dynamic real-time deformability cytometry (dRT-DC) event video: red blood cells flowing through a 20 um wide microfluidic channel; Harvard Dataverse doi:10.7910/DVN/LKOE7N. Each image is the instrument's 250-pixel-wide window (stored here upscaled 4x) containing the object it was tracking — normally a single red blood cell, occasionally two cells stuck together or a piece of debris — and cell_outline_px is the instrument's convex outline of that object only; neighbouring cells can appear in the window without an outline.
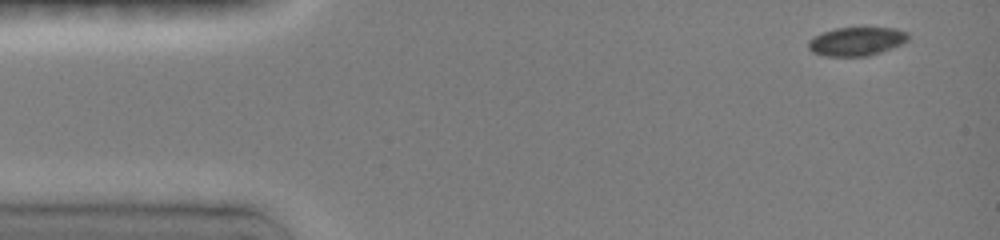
{"species": "common noctule bat (a hibernating species)", "species_latin": "Nyctalus noctula", "temperature_condition": "room temperature", "stored_images_in_passage": 5, "camera_frame_rate_fps": 3000, "um_per_image_px": 0.085, "animal": {"sex": "female", "body_mass_g": 19.0, "forearm_length_mm": 51.5}, "frame": {"image": 1, "passage_image": 1, "time_ms": 0.0, "image_size_px": [1000, 240], "cell_outline_px": [[908, 40], [904, 44], [868, 56], [824, 56], [812, 52], [808, 48], [808, 40], [824, 32], [836, 28], [896, 28], [908, 32]], "centroid_in_image_um": [72.83, 3.52], "position_along_channel_um": 12.2, "area_um2": 16.65}}
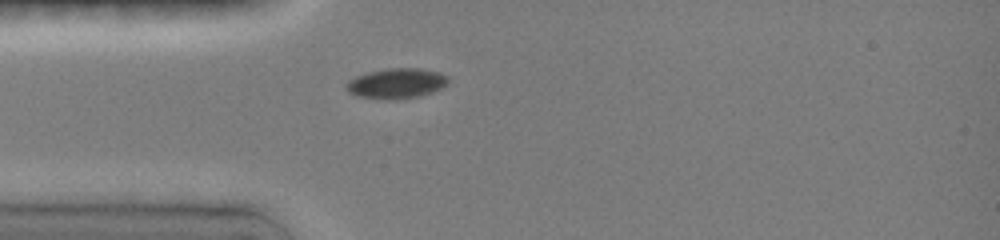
{"frame": {"image": 2, "passage_image": 5, "time_ms": 3.333, "image_size_px": [1000, 240], "cell_outline_px": [[448, 84], [432, 92], [420, 96], [396, 100], [380, 100], [360, 96], [348, 92], [348, 80], [356, 76], [368, 72], [388, 68], [416, 68], [436, 72], [444, 76], [448, 80]], "centroid_in_image_um": [33.68, 7.11], "position_along_channel_um": 51.3, "area_um2": 17.74}}